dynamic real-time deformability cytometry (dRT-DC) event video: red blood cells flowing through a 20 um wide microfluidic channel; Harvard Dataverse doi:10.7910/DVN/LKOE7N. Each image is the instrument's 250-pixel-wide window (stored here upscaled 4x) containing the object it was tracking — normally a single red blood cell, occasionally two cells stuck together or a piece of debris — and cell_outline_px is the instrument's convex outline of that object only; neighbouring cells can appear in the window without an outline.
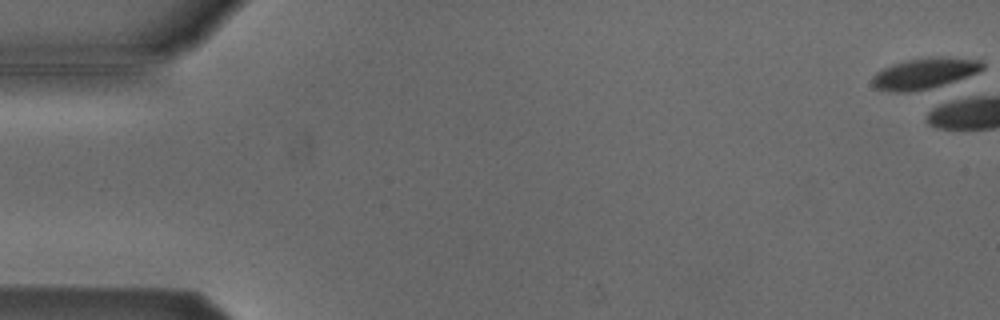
{"species": "Egyptian fruit bat (a non-hibernating species)", "species_latin": "Rousettus aegyptiacus", "temperature_condition": "cold", "stored_images_in_passage": 4, "camera_frame_rate_fps": 3000, "um_per_image_px": 0.085, "animal": {"sex": "male"}, "frame": {"image": 1, "passage_image": 1, "time_ms": 0.0, "image_size_px": [1000, 320], "cell_outline_px": [[984, 68], [976, 72], [956, 80], [928, 88], [908, 92], [892, 92], [876, 88], [872, 84], [872, 76], [876, 72], [892, 64], [908, 60], [932, 56], [948, 56], [984, 60]], "centroid_in_image_um": [78.58, 6.21], "position_along_channel_um": 6.4, "area_um2": 19.77}}